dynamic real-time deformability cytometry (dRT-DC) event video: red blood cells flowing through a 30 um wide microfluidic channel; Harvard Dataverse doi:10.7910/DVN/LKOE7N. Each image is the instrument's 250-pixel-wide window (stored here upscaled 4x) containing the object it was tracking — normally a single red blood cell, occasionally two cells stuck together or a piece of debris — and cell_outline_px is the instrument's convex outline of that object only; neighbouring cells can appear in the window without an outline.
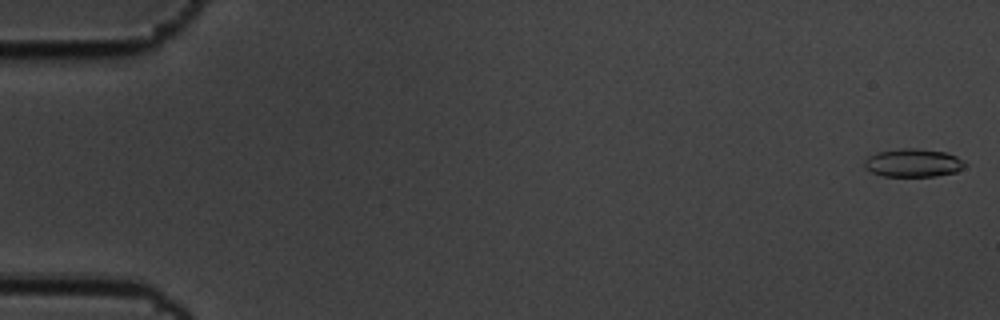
{"species": "common noctule bat (a hibernating species)", "species_latin": "Nyctalus noctula", "temperature_condition": "cold", "stored_images_in_passage": 13, "camera_frame_rate_fps": 3000, "um_per_image_px": 0.085, "animal": {"sex": "male", "body_mass_g": 19.5, "forearm_length_mm": 54.6}, "frame": {"image": 1, "passage_image": 1, "time_ms": 0.0, "image_size_px": [1000, 320], "cell_outline_px": [[968, 164], [964, 168], [956, 172], [936, 176], [884, 176], [872, 172], [864, 168], [864, 160], [868, 156], [876, 152], [900, 148], [916, 148], [944, 152], [956, 156], [964, 160]], "centroid_in_image_um": [77.62, 13.84], "position_along_channel_um": 7.4, "area_um2": 16.7}}